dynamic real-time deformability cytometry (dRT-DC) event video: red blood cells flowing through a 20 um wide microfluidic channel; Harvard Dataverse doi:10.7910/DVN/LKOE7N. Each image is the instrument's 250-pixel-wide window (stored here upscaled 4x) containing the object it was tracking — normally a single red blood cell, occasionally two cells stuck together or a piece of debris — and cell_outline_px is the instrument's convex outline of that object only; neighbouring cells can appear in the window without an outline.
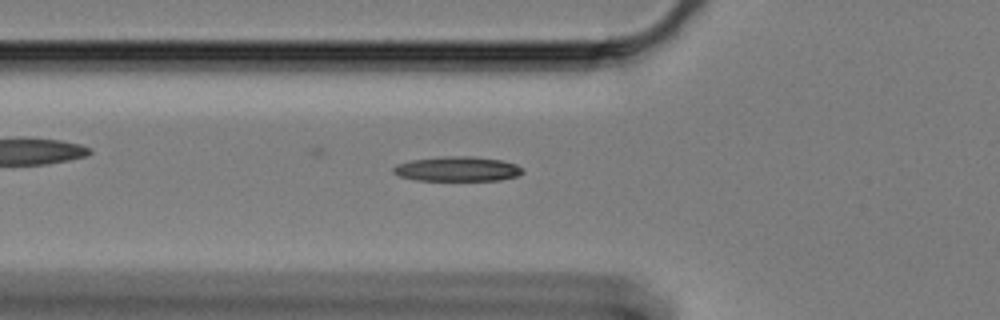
{"species": "Egyptian fruit bat (a non-hibernating species)", "species_latin": "Rousettus aegyptiacus", "temperature_condition": "cold", "stored_images_in_passage": 39, "camera_frame_rate_fps": 3000, "um_per_image_px": 0.085, "animal": {"sex": "female"}, "frame": {"image": 1, "passage_image": 4, "time_ms": 1.0, "image_size_px": [1000, 320], "cell_outline_px": [[524, 172], [516, 176], [500, 180], [416, 180], [400, 176], [392, 172], [392, 168], [396, 164], [412, 160], [444, 156], [472, 156], [500, 160], [516, 164]], "centroid_in_image_um": [38.84, 14.36], "position_along_channel_um": 87.0, "area_um2": 18.5}}
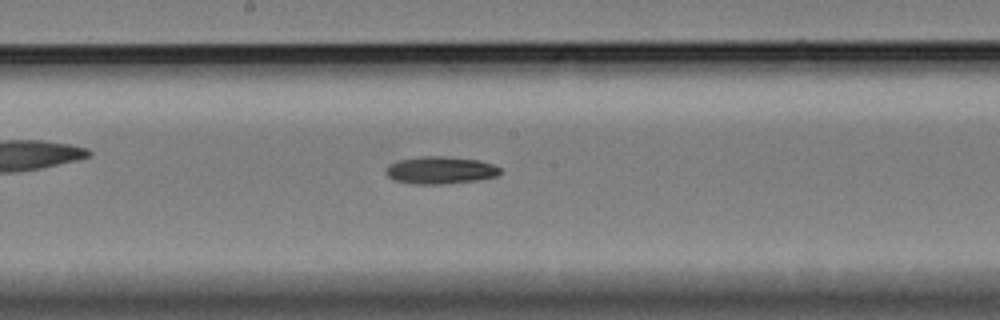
{"frame": {"image": 2, "passage_image": 15, "time_ms": 4.667, "image_size_px": [1000, 320], "cell_outline_px": [[500, 172], [496, 176], [476, 180], [444, 184], [412, 184], [392, 180], [384, 172], [384, 168], [388, 164], [396, 160], [420, 156], [440, 156], [476, 160], [492, 164], [500, 168]], "centroid_in_image_um": [37.32, 14.47], "position_along_channel_um": 210.9, "area_um2": 18.32}}
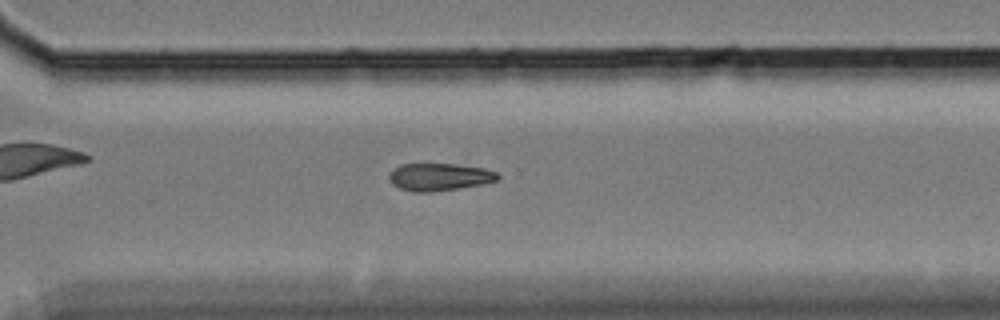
{"frame": {"image": 3, "passage_image": 26, "time_ms": 8.333, "image_size_px": [1000, 320], "cell_outline_px": [[500, 176], [496, 180], [480, 184], [432, 192], [412, 192], [400, 188], [392, 184], [388, 176], [392, 168], [400, 164], [456, 164], [484, 168], [496, 172]], "centroid_in_image_um": [37.28, 15.03], "position_along_channel_um": 333.3, "area_um2": 17.28}}